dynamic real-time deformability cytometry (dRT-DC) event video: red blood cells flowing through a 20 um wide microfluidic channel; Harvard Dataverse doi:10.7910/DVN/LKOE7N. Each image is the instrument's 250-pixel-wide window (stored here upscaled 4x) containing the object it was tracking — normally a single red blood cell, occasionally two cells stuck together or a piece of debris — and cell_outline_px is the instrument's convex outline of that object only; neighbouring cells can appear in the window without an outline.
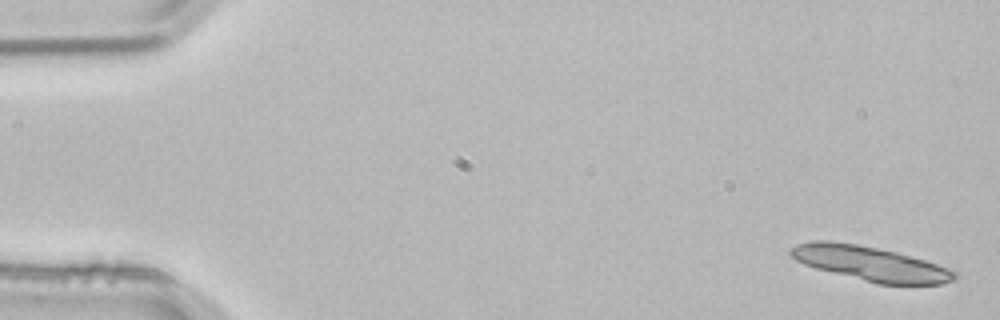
{"species": "common noctule bat (a hibernating species)", "species_latin": "Nyctalus noctula", "temperature_condition": "room temperature", "stored_images_in_passage": 4, "segment_of_instrument_passage": [1, 2], "camera_frame_rate_fps": 3000, "um_per_image_px": 0.085, "animal": {"sex": "male", "body_mass_g": 21.5, "forearm_length_mm": 52.0}, "frame": {"image": 1, "passage_image": 1, "time_ms": 0.0, "image_size_px": [1000, 320], "cell_outline_px": [[956, 276], [952, 280], [940, 284], [876, 284], [816, 268], [804, 264], [796, 260], [788, 252], [796, 244], [812, 240], [828, 240], [856, 244], [896, 252], [924, 260], [948, 268], [956, 272]], "centroid_in_image_um": [73.93, 22.4], "position_along_channel_um": 11.1, "area_um2": 32.6}}